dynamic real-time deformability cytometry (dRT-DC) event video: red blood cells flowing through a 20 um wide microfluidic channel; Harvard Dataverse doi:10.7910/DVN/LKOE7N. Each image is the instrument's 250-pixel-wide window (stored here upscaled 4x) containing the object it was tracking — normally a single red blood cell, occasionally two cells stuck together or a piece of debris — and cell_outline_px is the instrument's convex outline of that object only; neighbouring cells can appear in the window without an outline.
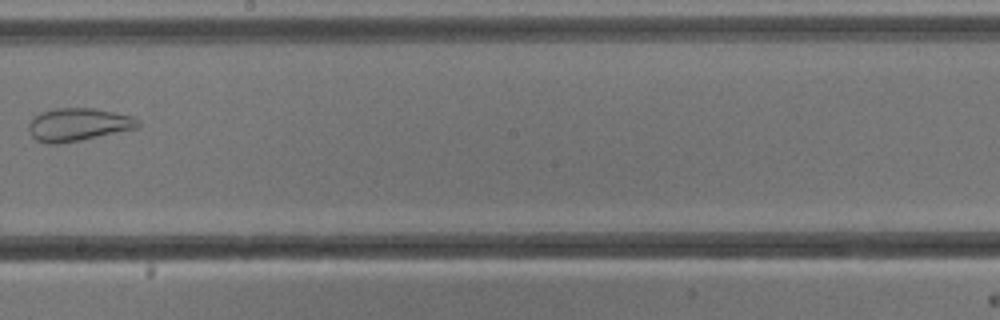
{"species": "common noctule bat (a hibernating species)", "species_latin": "Nyctalus noctula", "temperature_condition": "cold", "stored_images_in_passage": 6, "camera_frame_rate_fps": 3000, "um_per_image_px": 0.085, "animal": {"sex": "male", "body_mass_g": 13.3}, "frame": {"image": 1, "passage_image": 6, "time_ms": 6.0, "image_size_px": [1000, 320], "cell_outline_px": [[140, 128], [80, 140], [56, 144], [52, 144], [36, 140], [32, 136], [28, 128], [28, 124], [40, 112], [56, 108], [92, 108], [132, 116], [140, 120]], "centroid_in_image_um": [6.68, 10.59], "position_along_channel_um": 241.5, "area_um2": 20.87}}